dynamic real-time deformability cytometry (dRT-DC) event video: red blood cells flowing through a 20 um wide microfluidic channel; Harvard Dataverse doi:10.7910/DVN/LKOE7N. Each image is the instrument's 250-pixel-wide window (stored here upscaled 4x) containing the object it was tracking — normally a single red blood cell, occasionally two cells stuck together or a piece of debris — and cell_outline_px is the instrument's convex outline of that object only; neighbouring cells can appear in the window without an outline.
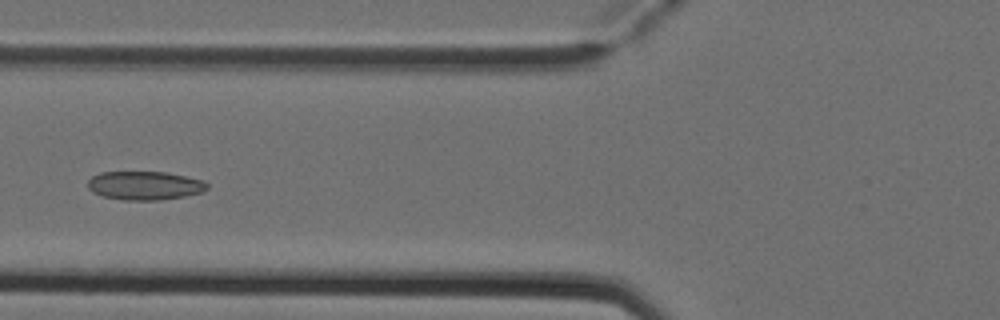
{"species": "Egyptian fruit bat (a non-hibernating species)", "species_latin": "Rousettus aegyptiacus", "temperature_condition": "cold", "stored_images_in_passage": 4, "camera_frame_rate_fps": 3000, "um_per_image_px": 0.085, "animal": {"sex": "female"}, "frame": {"image": 1, "passage_image": 4, "time_ms": 1.0, "image_size_px": [1000, 320], "cell_outline_px": [[208, 188], [200, 192], [184, 196], [160, 200], [124, 200], [104, 196], [92, 192], [88, 188], [88, 180], [92, 176], [100, 172], [168, 172], [204, 180], [208, 184]], "centroid_in_image_um": [12.3, 15.76], "position_along_channel_um": 113.5, "area_um2": 19.94}}